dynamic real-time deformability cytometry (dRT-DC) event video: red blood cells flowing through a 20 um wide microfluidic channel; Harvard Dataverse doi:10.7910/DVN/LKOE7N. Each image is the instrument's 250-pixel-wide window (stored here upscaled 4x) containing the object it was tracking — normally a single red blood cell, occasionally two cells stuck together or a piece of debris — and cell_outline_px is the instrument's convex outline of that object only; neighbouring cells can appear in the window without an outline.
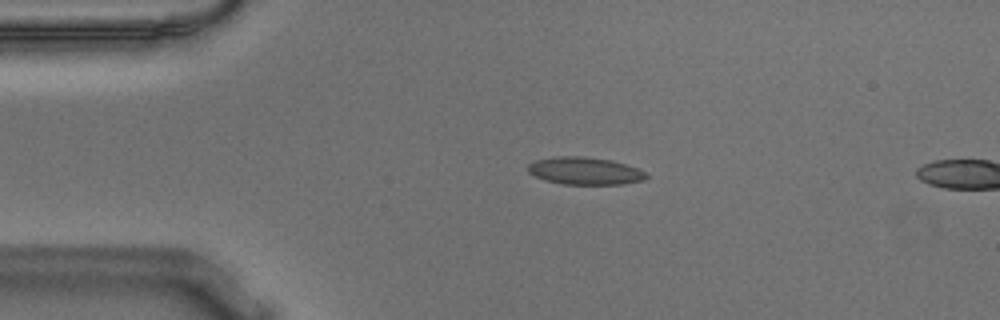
{"species": "Egyptian fruit bat (a non-hibernating species)", "species_latin": "Rousettus aegyptiacus", "temperature_condition": "warm", "stored_images_in_passage": 14, "camera_frame_rate_fps": 3000, "um_per_image_px": 0.085, "animal": {"sex": "male"}, "frame": {"image": 1, "passage_image": 12, "time_ms": 3.667, "image_size_px": [1000, 320], "cell_outline_px": [[648, 176], [644, 180], [620, 184], [564, 184], [544, 180], [528, 172], [528, 164], [536, 160], [556, 156], [584, 156], [612, 160], [636, 168], [644, 172]], "centroid_in_image_um": [49.69, 14.52], "position_along_channel_um": 35.3, "area_um2": 18.79}}